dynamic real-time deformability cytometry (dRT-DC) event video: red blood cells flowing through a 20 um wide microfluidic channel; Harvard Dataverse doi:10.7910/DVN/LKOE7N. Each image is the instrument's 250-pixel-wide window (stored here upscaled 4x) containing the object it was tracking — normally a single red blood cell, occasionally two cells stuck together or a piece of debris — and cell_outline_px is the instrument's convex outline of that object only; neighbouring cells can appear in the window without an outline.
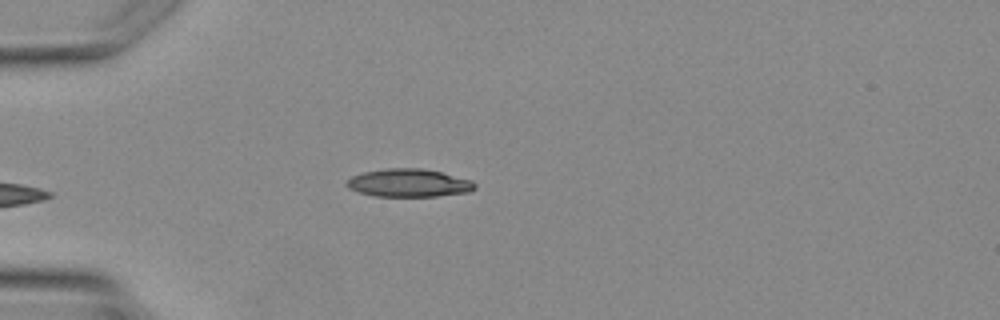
{"species": "Egyptian fruit bat (a non-hibernating species)", "species_latin": "Rousettus aegyptiacus", "temperature_condition": "warm", "stored_images_in_passage": 3, "camera_frame_rate_fps": 3000, "um_per_image_px": 0.085, "animal": {"sex": "female"}, "frame": {"image": 1, "passage_image": 3, "time_ms": 2.333, "image_size_px": [1000, 320], "cell_outline_px": [[476, 188], [468, 192], [436, 196], [376, 196], [360, 192], [348, 188], [344, 184], [352, 176], [364, 172], [388, 168], [420, 168], [440, 172], [472, 180], [476, 184]], "centroid_in_image_um": [34.75, 15.55], "position_along_channel_um": 50.2, "area_um2": 20.75}}